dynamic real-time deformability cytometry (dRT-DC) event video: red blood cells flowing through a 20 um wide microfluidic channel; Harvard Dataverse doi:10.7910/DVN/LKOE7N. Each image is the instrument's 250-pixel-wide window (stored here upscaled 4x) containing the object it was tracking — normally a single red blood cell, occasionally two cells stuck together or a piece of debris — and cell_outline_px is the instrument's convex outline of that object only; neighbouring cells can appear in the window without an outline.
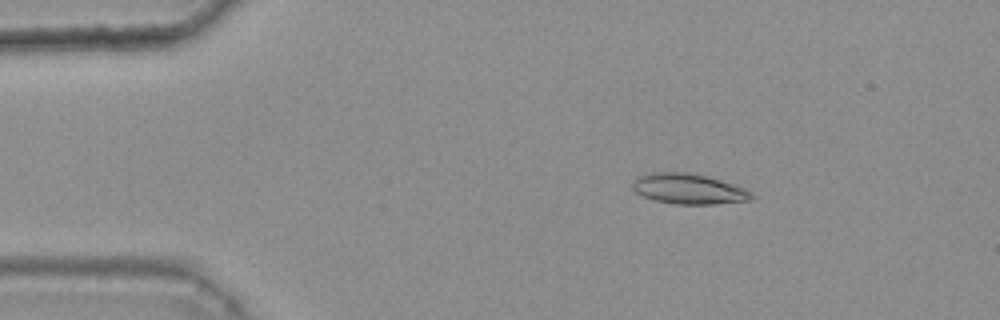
{"species": "common noctule bat (a hibernating species)", "species_latin": "Nyctalus noctula", "temperature_condition": "warm", "stored_images_in_passage": 46, "camera_frame_rate_fps": 3000, "um_per_image_px": 0.085, "animal": {"sex": "female", "body_mass_g": 25.1}, "frame": {"image": 1, "passage_image": 9, "time_ms": 2.667, "image_size_px": [1000, 320], "cell_outline_px": [[756, 196], [752, 200], [712, 204], [676, 204], [656, 200], [644, 196], [636, 192], [632, 188], [632, 180], [636, 176], [652, 172], [688, 172], [708, 176], [744, 188], [752, 192]], "centroid_in_image_um": [58.53, 16.04], "position_along_channel_um": 26.5, "area_um2": 21.15}}
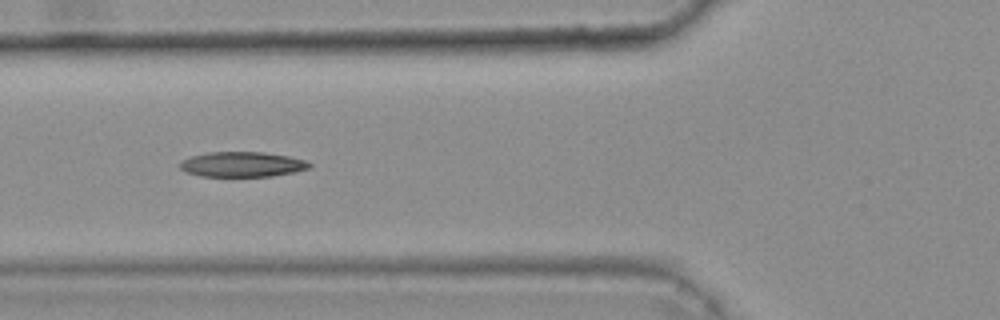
{"frame": {"image": 2, "passage_image": 20, "time_ms": 6.333, "image_size_px": [1000, 320], "cell_outline_px": [[312, 164], [308, 168], [292, 172], [272, 176], [200, 176], [184, 172], [180, 168], [180, 164], [184, 160], [192, 156], [208, 152], [264, 152], [288, 156], [304, 160]], "centroid_in_image_um": [20.56, 13.97], "position_along_channel_um": 105.2, "area_um2": 18.73}}
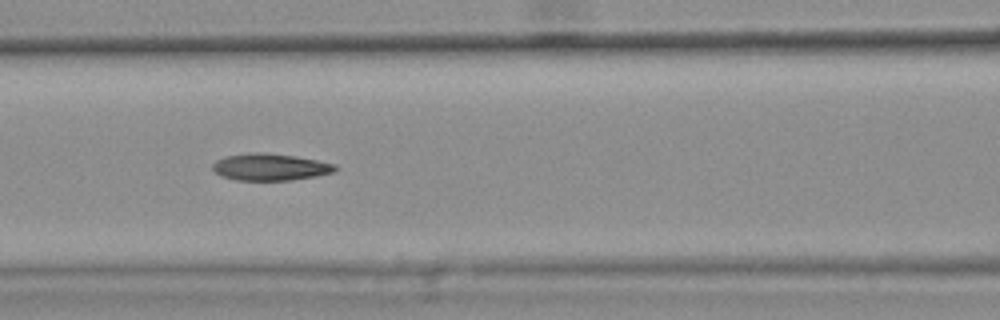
{"frame": {"image": 3, "passage_image": 23, "time_ms": 7.333, "image_size_px": [1000, 320], "cell_outline_px": [[340, 168], [332, 172], [316, 176], [288, 180], [236, 180], [224, 176], [216, 172], [212, 168], [212, 164], [216, 160], [228, 156], [252, 152], [296, 156], [336, 164]], "centroid_in_image_um": [22.99, 14.2], "position_along_channel_um": 143.6, "area_um2": 18.9}, "authors_computed_cell_mechanics": {"area_um2": 19.4208, "velocity_mm_per_s": 3.8142, "shape_relaxation_time_tau1_ms": null, "shape_relaxation_time_tau2_ms": 3.4907, "deformation_change_tau1": null, "deformation_change_tau2": 0.1162}}